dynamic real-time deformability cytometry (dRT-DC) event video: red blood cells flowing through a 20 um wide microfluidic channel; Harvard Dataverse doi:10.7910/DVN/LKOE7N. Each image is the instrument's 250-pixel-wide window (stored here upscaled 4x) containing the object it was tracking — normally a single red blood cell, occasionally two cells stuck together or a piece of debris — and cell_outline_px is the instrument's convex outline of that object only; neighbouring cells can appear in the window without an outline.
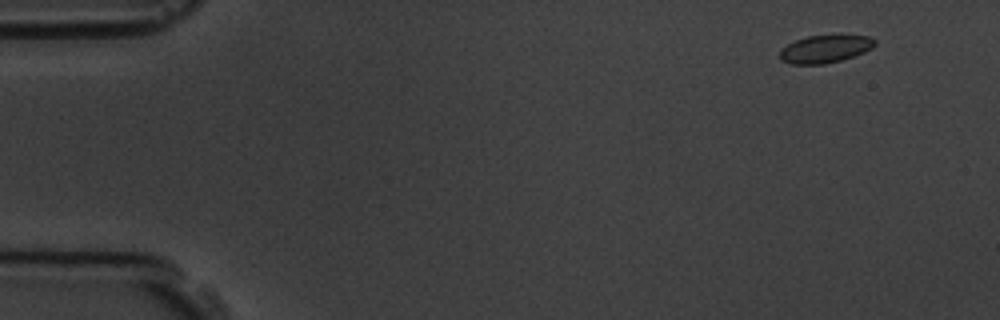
{"species": "common noctule bat (a hibernating species)", "species_latin": "Nyctalus noctula", "temperature_condition": "room temperature", "stored_images_in_passage": 5, "camera_frame_rate_fps": 3000, "um_per_image_px": 0.085, "animal": {"sex": "male", "body_mass_g": 19.5, "forearm_length_mm": 54.6}, "frame": {"image": 1, "passage_image": 2, "time_ms": 1.0, "image_size_px": [1000, 320], "cell_outline_px": [[876, 44], [872, 48], [864, 52], [840, 60], [824, 64], [792, 64], [780, 60], [780, 48], [796, 40], [808, 36], [840, 32], [868, 36], [876, 40]], "centroid_in_image_um": [70.17, 4.1], "position_along_channel_um": 14.8, "area_um2": 15.95}}